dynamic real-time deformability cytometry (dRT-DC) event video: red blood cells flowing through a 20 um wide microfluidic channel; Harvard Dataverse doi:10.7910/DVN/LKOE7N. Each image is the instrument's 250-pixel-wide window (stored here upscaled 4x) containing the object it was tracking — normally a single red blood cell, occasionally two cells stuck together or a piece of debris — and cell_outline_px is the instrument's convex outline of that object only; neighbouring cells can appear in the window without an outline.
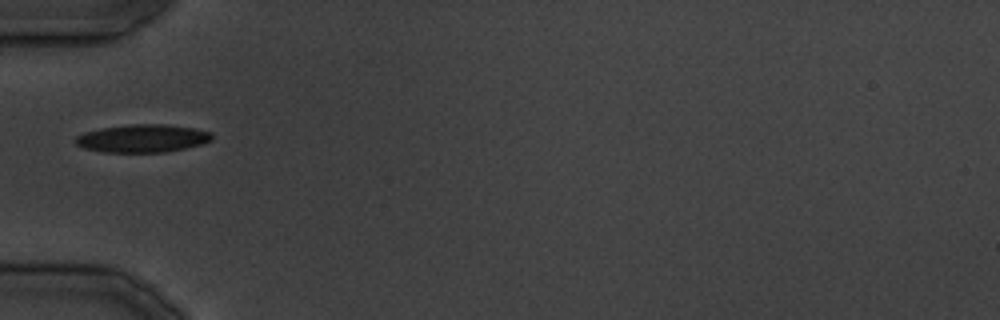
{"species": "common noctule bat (a hibernating species)", "species_latin": "Nyctalus noctula", "temperature_condition": "cold", "stored_images_in_passage": 25, "camera_frame_rate_fps": 3000, "um_per_image_px": 0.085, "animal": {"sex": "male", "body_mass_g": 19.5, "forearm_length_mm": 54.6}, "frame": {"image": 1, "passage_image": 1, "time_ms": 0.0, "image_size_px": [1000, 320], "cell_outline_px": [[212, 140], [200, 144], [184, 148], [164, 152], [104, 152], [84, 148], [76, 144], [72, 140], [76, 136], [84, 132], [100, 128], [132, 124], [164, 124], [192, 128], [212, 132]], "centroid_in_image_um": [12.07, 11.76], "position_along_channel_um": 72.9, "area_um2": 22.14}}
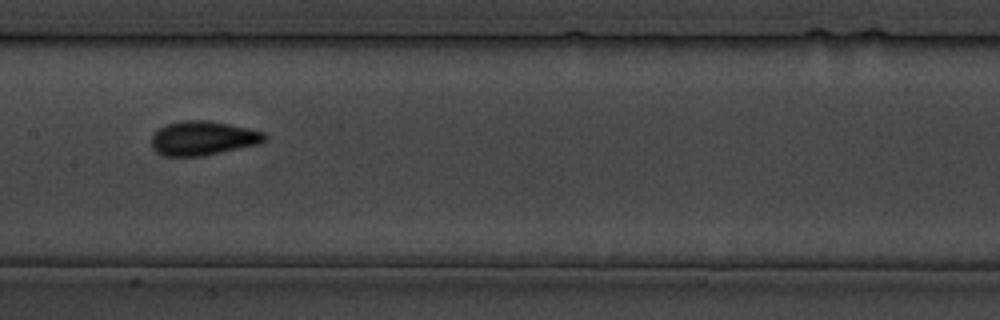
{"frame": {"image": 2, "passage_image": 7, "time_ms": 7.667, "image_size_px": [1000, 320], "cell_outline_px": [[268, 140], [260, 144], [200, 156], [164, 156], [156, 152], [152, 148], [152, 136], [164, 124], [188, 120], [204, 120], [228, 124], [264, 132], [268, 136]], "centroid_in_image_um": [17.27, 11.75], "position_along_channel_um": 190.1, "area_um2": 22.43}}
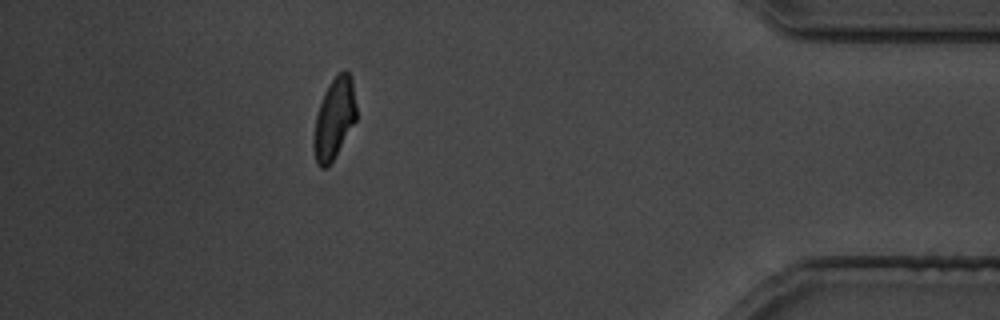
{"frame": {"image": 3, "passage_image": 21, "time_ms": 24.667, "image_size_px": [1000, 320], "cell_outline_px": [[356, 120], [328, 168], [320, 168], [316, 164], [312, 144], [312, 140], [316, 116], [324, 92], [332, 80], [344, 68], [352, 76], [356, 104]], "centroid_in_image_um": [28.4, 10.09], "position_along_channel_um": 406.8, "area_um2": 20.23}}